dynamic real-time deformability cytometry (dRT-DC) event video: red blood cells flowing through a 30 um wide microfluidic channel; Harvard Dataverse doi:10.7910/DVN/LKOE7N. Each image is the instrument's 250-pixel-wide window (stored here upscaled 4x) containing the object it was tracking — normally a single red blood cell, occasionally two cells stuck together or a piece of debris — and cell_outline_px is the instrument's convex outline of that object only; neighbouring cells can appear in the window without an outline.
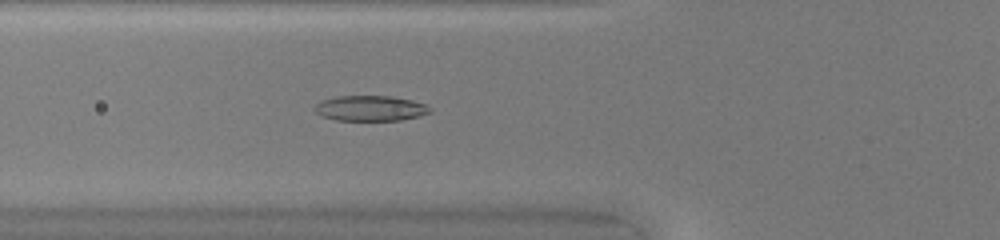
{"species": "common noctule bat (a hibernating species)", "species_latin": "Nyctalus noctula", "temperature_condition": "warm", "stored_images_in_passage": 33, "camera_frame_rate_fps": 3000, "um_per_image_px": 0.085, "animal": {"sex": "female", "body_mass_g": 20.0, "forearm_length_mm": 54.0}, "frame": {"image": 1, "passage_image": 3, "time_ms": 0.667, "image_size_px": [1000, 240], "cell_outline_px": [[432, 112], [420, 116], [400, 120], [336, 120], [320, 116], [312, 108], [320, 100], [336, 96], [392, 96], [412, 100], [424, 104], [432, 108]], "centroid_in_image_um": [31.46, 9.2], "position_along_channel_um": 94.3, "area_um2": 17.22}}
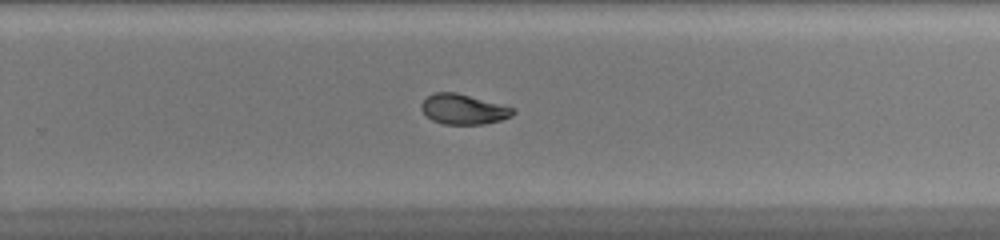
{"frame": {"image": 2, "passage_image": 17, "time_ms": 5.333, "image_size_px": [1000, 240], "cell_outline_px": [[516, 112], [512, 116], [500, 120], [484, 124], [444, 124], [432, 120], [420, 108], [420, 104], [428, 96], [436, 92], [456, 92], [512, 108]], "centroid_in_image_um": [39.36, 9.29], "position_along_channel_um": 290.4, "area_um2": 15.78}}
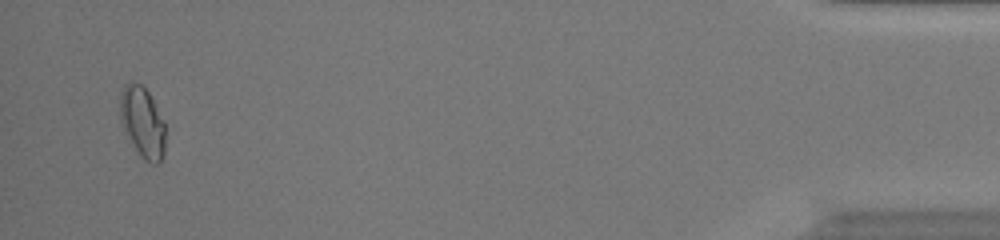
{"frame": {"image": 3, "passage_image": 32, "time_ms": 10.333, "image_size_px": [1000, 240], "cell_outline_px": [[164, 156], [160, 164], [152, 164], [144, 160], [136, 148], [124, 128], [120, 120], [120, 92], [124, 84], [128, 80], [140, 84], [148, 92], [164, 120]], "centroid_in_image_um": [12.11, 10.37], "position_along_channel_um": 423.1, "area_um2": 18.55}, "authors_computed_cell_mechanics": {"area_um2": 16.6464, "velocity_mm_per_s": 4.2036, "shape_relaxation_time_tau1_ms": 6.6943, "shape_relaxation_time_tau2_ms": 2.5028, "deformation_change_tau1": 0.2288, "deformation_change_tau2": 0.0612}}